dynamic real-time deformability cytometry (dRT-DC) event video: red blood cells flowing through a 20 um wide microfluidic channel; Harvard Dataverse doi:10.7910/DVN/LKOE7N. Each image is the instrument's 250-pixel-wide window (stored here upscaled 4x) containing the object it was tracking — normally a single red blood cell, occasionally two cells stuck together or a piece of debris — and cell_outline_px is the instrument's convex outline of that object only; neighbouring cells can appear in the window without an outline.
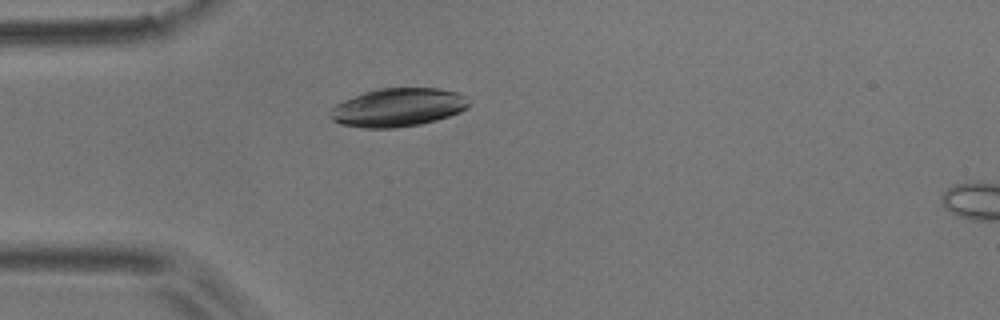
{"species": "common noctule bat (a hibernating species)", "species_latin": "Nyctalus noctula", "temperature_condition": "room temperature", "stored_images_in_passage": 4, "camera_frame_rate_fps": 3000, "um_per_image_px": 0.085, "animal": {"sex": "male", "body_mass_g": 17.9}, "frame": {"image": 1, "passage_image": 3, "time_ms": 0.667, "image_size_px": [1000, 320], "cell_outline_px": [[468, 108], [460, 112], [436, 120], [420, 124], [396, 128], [360, 128], [340, 124], [332, 120], [328, 112], [336, 104], [344, 100], [364, 92], [380, 88], [440, 88], [456, 92], [464, 96], [468, 104]], "centroid_in_image_um": [33.79, 9.14], "position_along_channel_um": 51.2, "area_um2": 31.04}}